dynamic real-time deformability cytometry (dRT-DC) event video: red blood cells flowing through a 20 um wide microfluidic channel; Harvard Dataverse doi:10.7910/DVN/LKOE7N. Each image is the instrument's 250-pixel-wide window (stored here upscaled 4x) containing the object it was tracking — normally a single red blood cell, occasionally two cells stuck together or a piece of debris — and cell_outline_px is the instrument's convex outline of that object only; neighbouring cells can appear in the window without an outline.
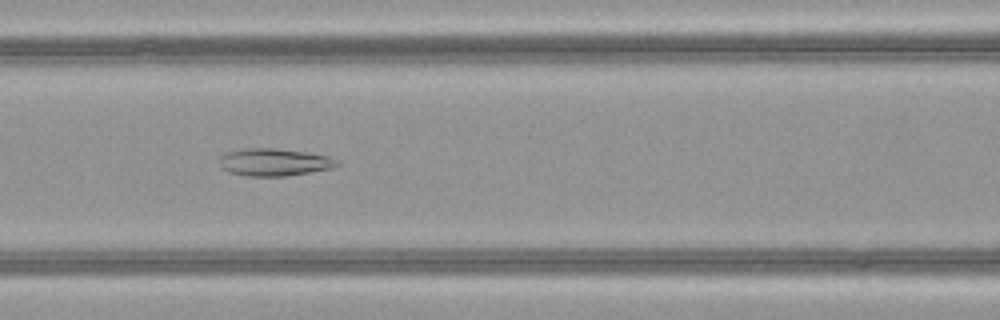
{"species": "common noctule bat (a hibernating species)", "species_latin": "Nyctalus noctula", "temperature_condition": "warm", "stored_images_in_passage": 41, "camera_frame_rate_fps": 3000, "um_per_image_px": 0.085, "animal": {"sex": "female", "body_mass_g": 21.9}, "frame": {"image": 1, "passage_image": 16, "time_ms": 5.0, "image_size_px": [1000, 320], "cell_outline_px": [[340, 164], [332, 168], [288, 176], [248, 176], [228, 172], [220, 168], [220, 156], [224, 152], [244, 148], [276, 148], [304, 152], [328, 156], [340, 160]], "centroid_in_image_um": [23.29, 13.78], "position_along_channel_um": 143.3, "area_um2": 19.02}}
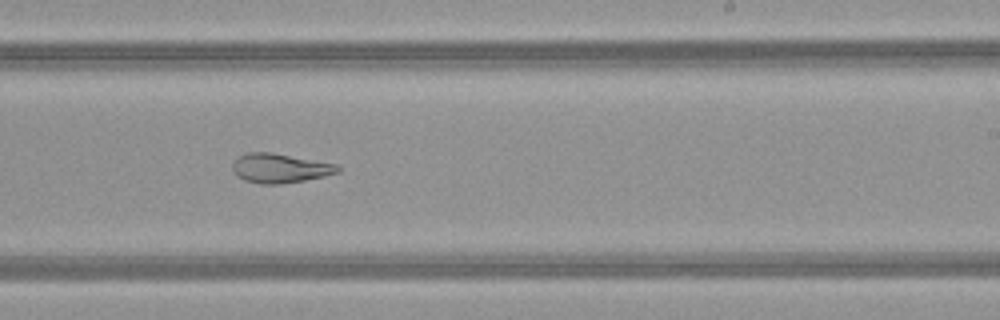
{"frame": {"image": 2, "passage_image": 25, "time_ms": 8.0, "image_size_px": [1000, 320], "cell_outline_px": [[340, 172], [324, 176], [304, 180], [280, 184], [260, 184], [244, 180], [236, 176], [232, 168], [232, 164], [240, 156], [248, 152], [272, 152], [336, 164], [340, 168]], "centroid_in_image_um": [23.78, 14.3], "position_along_channel_um": 265.2, "area_um2": 17.92}}
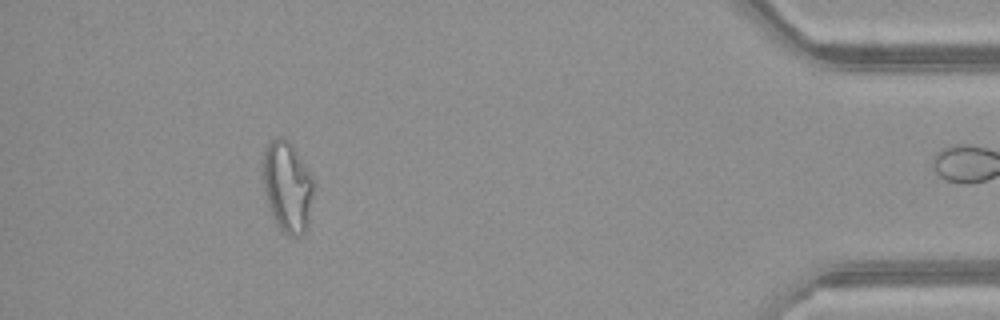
{"frame": {"image": 3, "passage_image": 40, "time_ms": 13.0, "image_size_px": [1000, 320], "cell_outline_px": [[312, 196], [308, 228], [300, 236], [288, 236], [276, 224], [264, 192], [264, 148], [272, 140], [280, 136], [284, 136], [292, 144], [312, 176]], "centroid_in_image_um": [24.43, 15.87], "position_along_channel_um": 410.8, "area_um2": 26.53}, "authors_computed_cell_mechanics": {"area_um2": 21.7906, "velocity_mm_per_s": 4.0759, "shape_relaxation_time_tau1_ms": null, "shape_relaxation_time_tau2_ms": 3.7387, "deformation_change_tau1": null, "deformation_change_tau2": 0.1168}}